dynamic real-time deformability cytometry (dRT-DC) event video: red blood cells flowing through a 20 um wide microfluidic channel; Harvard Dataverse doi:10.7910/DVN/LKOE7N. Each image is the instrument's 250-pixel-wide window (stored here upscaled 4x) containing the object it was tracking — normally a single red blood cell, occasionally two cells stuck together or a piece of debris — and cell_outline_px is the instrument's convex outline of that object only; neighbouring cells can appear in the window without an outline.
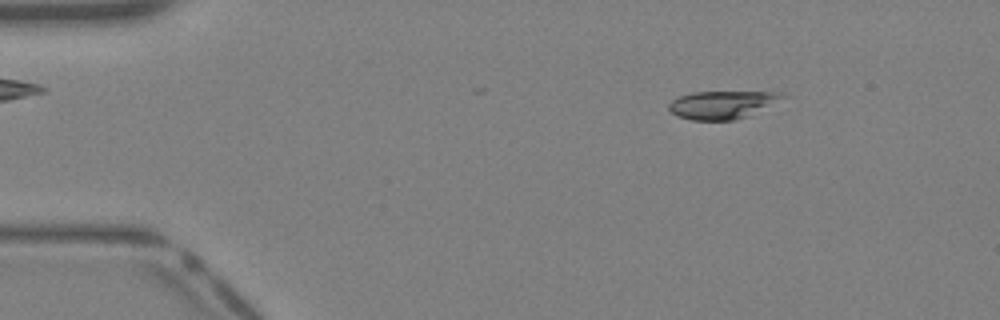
{"species": "Egyptian fruit bat (a non-hibernating species)", "species_latin": "Rousettus aegyptiacus", "temperature_condition": "warm", "stored_images_in_passage": 9, "camera_frame_rate_fps": 3000, "um_per_image_px": 0.085, "animal": {"sex": "female"}, "frame": {"image": 1, "passage_image": 6, "time_ms": 1.667, "image_size_px": [1000, 320], "cell_outline_px": [[788, 96], [748, 116], [732, 120], [692, 120], [676, 116], [668, 108], [668, 104], [672, 100], [680, 96], [692, 92], [780, 92]], "centroid_in_image_um": [61.36, 8.9], "position_along_channel_um": 23.6, "area_um2": 18.38}}